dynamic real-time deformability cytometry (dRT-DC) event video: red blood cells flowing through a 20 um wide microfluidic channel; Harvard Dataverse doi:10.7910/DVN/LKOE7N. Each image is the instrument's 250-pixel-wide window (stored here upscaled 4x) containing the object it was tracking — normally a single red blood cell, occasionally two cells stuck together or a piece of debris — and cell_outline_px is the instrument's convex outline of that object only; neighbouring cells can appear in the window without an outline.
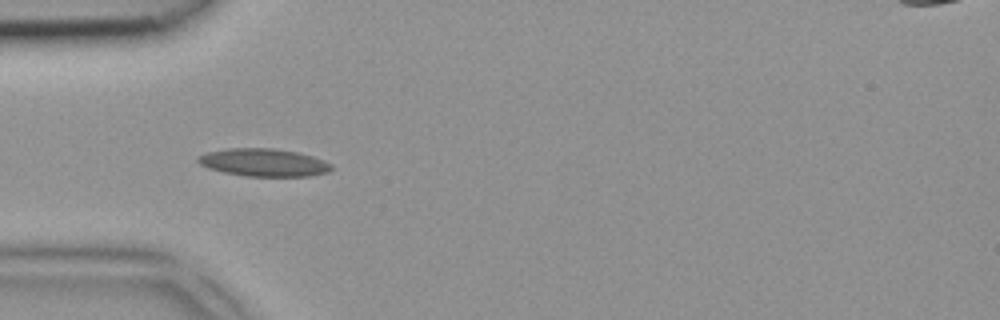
{"species": "common noctule bat (a hibernating species)", "species_latin": "Nyctalus noctula", "temperature_condition": "room temperature", "stored_images_in_passage": 4, "camera_frame_rate_fps": 3000, "um_per_image_px": 0.085, "animal": {"sex": "female", "body_mass_g": 18.4}, "frame": {"image": 1, "passage_image": 3, "time_ms": 0.667, "image_size_px": [1000, 320], "cell_outline_px": [[332, 168], [328, 172], [308, 176], [244, 176], [224, 172], [208, 168], [200, 164], [196, 160], [196, 156], [204, 152], [228, 148], [276, 148], [296, 152], [312, 156], [324, 160], [332, 164]], "centroid_in_image_um": [22.37, 13.8], "position_along_channel_um": 62.6, "area_um2": 21.73}}